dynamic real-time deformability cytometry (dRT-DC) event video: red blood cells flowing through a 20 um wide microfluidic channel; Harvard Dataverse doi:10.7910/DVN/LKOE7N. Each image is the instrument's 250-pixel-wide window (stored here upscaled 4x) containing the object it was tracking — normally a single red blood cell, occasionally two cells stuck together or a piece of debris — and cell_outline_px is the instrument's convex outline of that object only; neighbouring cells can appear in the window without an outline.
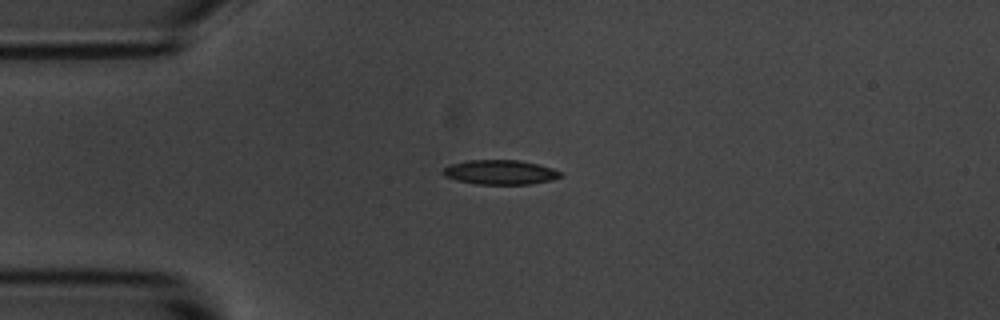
{"species": "common noctule bat (a hibernating species)", "species_latin": "Nyctalus noctula", "temperature_condition": "room temperature", "stored_images_in_passage": 9, "camera_frame_rate_fps": 3000, "um_per_image_px": 0.085, "animal": {"sex": "male", "body_mass_g": 20.1, "forearm_length_mm": 53.5}, "frame": {"image": 1, "passage_image": 2, "time_ms": 1.0, "image_size_px": [1000, 320], "cell_outline_px": [[564, 176], [552, 180], [532, 184], [476, 184], [456, 180], [444, 176], [440, 172], [444, 168], [452, 164], [468, 160], [520, 160], [552, 168], [560, 172]], "centroid_in_image_um": [42.51, 14.64], "position_along_channel_um": 42.5, "area_um2": 16.82}}
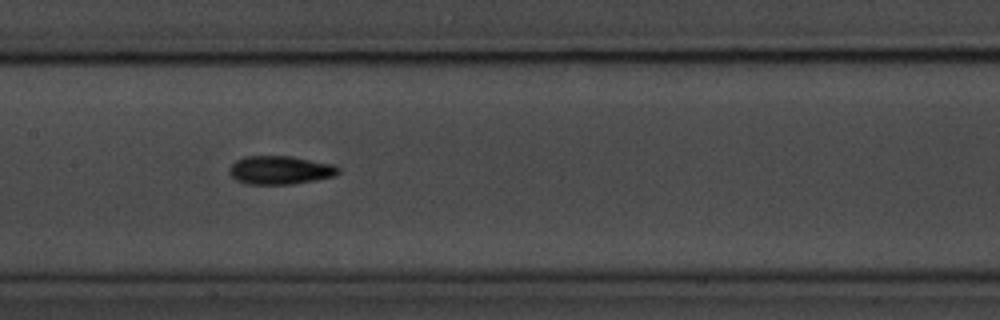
{"frame": {"image": 2, "passage_image": 6, "time_ms": 5.333, "image_size_px": [1000, 320], "cell_outline_px": [[340, 172], [336, 176], [316, 180], [292, 184], [244, 184], [236, 180], [228, 172], [228, 168], [236, 160], [244, 156], [292, 156], [332, 164], [340, 168]], "centroid_in_image_um": [23.8, 14.46], "position_along_channel_um": 183.6, "area_um2": 18.26}}